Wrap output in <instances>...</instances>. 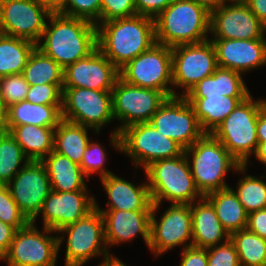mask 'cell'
Wrapping results in <instances>:
<instances>
[{
  "instance_id": "1",
  "label": "cell",
  "mask_w": 266,
  "mask_h": 266,
  "mask_svg": "<svg viewBox=\"0 0 266 266\" xmlns=\"http://www.w3.org/2000/svg\"><path fill=\"white\" fill-rule=\"evenodd\" d=\"M97 26V48L118 68L155 43L154 19L141 15L116 18Z\"/></svg>"
},
{
  "instance_id": "2",
  "label": "cell",
  "mask_w": 266,
  "mask_h": 266,
  "mask_svg": "<svg viewBox=\"0 0 266 266\" xmlns=\"http://www.w3.org/2000/svg\"><path fill=\"white\" fill-rule=\"evenodd\" d=\"M49 21L42 34L45 41L42 44L39 42L37 48L63 69L87 57L97 48L96 24L59 12H52Z\"/></svg>"
},
{
  "instance_id": "3",
  "label": "cell",
  "mask_w": 266,
  "mask_h": 266,
  "mask_svg": "<svg viewBox=\"0 0 266 266\" xmlns=\"http://www.w3.org/2000/svg\"><path fill=\"white\" fill-rule=\"evenodd\" d=\"M156 43L174 47L209 40L210 12L192 0H174L155 19Z\"/></svg>"
},
{
  "instance_id": "4",
  "label": "cell",
  "mask_w": 266,
  "mask_h": 266,
  "mask_svg": "<svg viewBox=\"0 0 266 266\" xmlns=\"http://www.w3.org/2000/svg\"><path fill=\"white\" fill-rule=\"evenodd\" d=\"M184 154L186 157L192 156L190 171L203 196L229 187L224 180L229 169L244 173L247 167L241 165L212 134H204L187 147Z\"/></svg>"
},
{
  "instance_id": "5",
  "label": "cell",
  "mask_w": 266,
  "mask_h": 266,
  "mask_svg": "<svg viewBox=\"0 0 266 266\" xmlns=\"http://www.w3.org/2000/svg\"><path fill=\"white\" fill-rule=\"evenodd\" d=\"M189 160L190 157L183 154L155 161L144 169L153 204H161L165 199L172 204L190 205L198 196L199 199L204 197L196 187Z\"/></svg>"
},
{
  "instance_id": "6",
  "label": "cell",
  "mask_w": 266,
  "mask_h": 266,
  "mask_svg": "<svg viewBox=\"0 0 266 266\" xmlns=\"http://www.w3.org/2000/svg\"><path fill=\"white\" fill-rule=\"evenodd\" d=\"M264 108L263 100L254 101L250 95L212 133L241 165H247L249 155L255 154L258 115Z\"/></svg>"
},
{
  "instance_id": "7",
  "label": "cell",
  "mask_w": 266,
  "mask_h": 266,
  "mask_svg": "<svg viewBox=\"0 0 266 266\" xmlns=\"http://www.w3.org/2000/svg\"><path fill=\"white\" fill-rule=\"evenodd\" d=\"M111 95L113 117L122 121L110 139L118 150H121L120 132L130 125L150 122L168 98L162 91L130 85L120 78L115 82Z\"/></svg>"
},
{
  "instance_id": "8",
  "label": "cell",
  "mask_w": 266,
  "mask_h": 266,
  "mask_svg": "<svg viewBox=\"0 0 266 266\" xmlns=\"http://www.w3.org/2000/svg\"><path fill=\"white\" fill-rule=\"evenodd\" d=\"M119 78L130 85L162 91L168 98L177 96L168 86L172 85V47L155 43L120 68Z\"/></svg>"
},
{
  "instance_id": "9",
  "label": "cell",
  "mask_w": 266,
  "mask_h": 266,
  "mask_svg": "<svg viewBox=\"0 0 266 266\" xmlns=\"http://www.w3.org/2000/svg\"><path fill=\"white\" fill-rule=\"evenodd\" d=\"M120 136V151L131 157L135 168L143 165L145 169L155 161L179 157L185 152L179 143L163 136L150 122L130 125L120 132Z\"/></svg>"
},
{
  "instance_id": "10",
  "label": "cell",
  "mask_w": 266,
  "mask_h": 266,
  "mask_svg": "<svg viewBox=\"0 0 266 266\" xmlns=\"http://www.w3.org/2000/svg\"><path fill=\"white\" fill-rule=\"evenodd\" d=\"M40 232L34 222L18 229L8 252L1 260L8 266H55L59 248L64 236H51L57 233L43 227Z\"/></svg>"
},
{
  "instance_id": "11",
  "label": "cell",
  "mask_w": 266,
  "mask_h": 266,
  "mask_svg": "<svg viewBox=\"0 0 266 266\" xmlns=\"http://www.w3.org/2000/svg\"><path fill=\"white\" fill-rule=\"evenodd\" d=\"M58 232L59 234L65 232L68 235L65 266H82L91 257L99 254L104 255V260L111 256L105 241L104 219L96 208Z\"/></svg>"
},
{
  "instance_id": "12",
  "label": "cell",
  "mask_w": 266,
  "mask_h": 266,
  "mask_svg": "<svg viewBox=\"0 0 266 266\" xmlns=\"http://www.w3.org/2000/svg\"><path fill=\"white\" fill-rule=\"evenodd\" d=\"M62 119L96 130L112 122L111 91L63 88Z\"/></svg>"
},
{
  "instance_id": "13",
  "label": "cell",
  "mask_w": 266,
  "mask_h": 266,
  "mask_svg": "<svg viewBox=\"0 0 266 266\" xmlns=\"http://www.w3.org/2000/svg\"><path fill=\"white\" fill-rule=\"evenodd\" d=\"M218 68L211 40L172 47V86L182 87L185 96L199 81Z\"/></svg>"
},
{
  "instance_id": "14",
  "label": "cell",
  "mask_w": 266,
  "mask_h": 266,
  "mask_svg": "<svg viewBox=\"0 0 266 266\" xmlns=\"http://www.w3.org/2000/svg\"><path fill=\"white\" fill-rule=\"evenodd\" d=\"M150 123L163 136L171 138L184 149L192 146L205 134L194 108L184 96L167 98L152 116Z\"/></svg>"
},
{
  "instance_id": "15",
  "label": "cell",
  "mask_w": 266,
  "mask_h": 266,
  "mask_svg": "<svg viewBox=\"0 0 266 266\" xmlns=\"http://www.w3.org/2000/svg\"><path fill=\"white\" fill-rule=\"evenodd\" d=\"M51 13L38 0H0L2 34L38 44Z\"/></svg>"
},
{
  "instance_id": "16",
  "label": "cell",
  "mask_w": 266,
  "mask_h": 266,
  "mask_svg": "<svg viewBox=\"0 0 266 266\" xmlns=\"http://www.w3.org/2000/svg\"><path fill=\"white\" fill-rule=\"evenodd\" d=\"M160 204H153L150 216L149 249L161 255L169 249L184 243L185 247L192 246V213L188 204H171L157 221L155 211ZM191 240L187 245V241Z\"/></svg>"
},
{
  "instance_id": "17",
  "label": "cell",
  "mask_w": 266,
  "mask_h": 266,
  "mask_svg": "<svg viewBox=\"0 0 266 266\" xmlns=\"http://www.w3.org/2000/svg\"><path fill=\"white\" fill-rule=\"evenodd\" d=\"M7 186L20 210L34 222L51 191L44 164L41 161H25Z\"/></svg>"
},
{
  "instance_id": "18",
  "label": "cell",
  "mask_w": 266,
  "mask_h": 266,
  "mask_svg": "<svg viewBox=\"0 0 266 266\" xmlns=\"http://www.w3.org/2000/svg\"><path fill=\"white\" fill-rule=\"evenodd\" d=\"M225 3L210 12L211 39H261L266 26L252 13L246 3Z\"/></svg>"
},
{
  "instance_id": "19",
  "label": "cell",
  "mask_w": 266,
  "mask_h": 266,
  "mask_svg": "<svg viewBox=\"0 0 266 266\" xmlns=\"http://www.w3.org/2000/svg\"><path fill=\"white\" fill-rule=\"evenodd\" d=\"M119 69L96 48L87 57L64 68L63 88L112 91Z\"/></svg>"
},
{
  "instance_id": "20",
  "label": "cell",
  "mask_w": 266,
  "mask_h": 266,
  "mask_svg": "<svg viewBox=\"0 0 266 266\" xmlns=\"http://www.w3.org/2000/svg\"><path fill=\"white\" fill-rule=\"evenodd\" d=\"M95 208V199L88 197L87 190L75 192H56L51 190L44 200L42 213L44 226L57 232L63 227L75 223Z\"/></svg>"
},
{
  "instance_id": "21",
  "label": "cell",
  "mask_w": 266,
  "mask_h": 266,
  "mask_svg": "<svg viewBox=\"0 0 266 266\" xmlns=\"http://www.w3.org/2000/svg\"><path fill=\"white\" fill-rule=\"evenodd\" d=\"M216 51L217 65L243 73L266 64V39H210Z\"/></svg>"
},
{
  "instance_id": "22",
  "label": "cell",
  "mask_w": 266,
  "mask_h": 266,
  "mask_svg": "<svg viewBox=\"0 0 266 266\" xmlns=\"http://www.w3.org/2000/svg\"><path fill=\"white\" fill-rule=\"evenodd\" d=\"M95 208L100 211L104 219L107 247L109 244L129 242L138 234L142 236L149 247L151 211L103 210L96 202Z\"/></svg>"
},
{
  "instance_id": "23",
  "label": "cell",
  "mask_w": 266,
  "mask_h": 266,
  "mask_svg": "<svg viewBox=\"0 0 266 266\" xmlns=\"http://www.w3.org/2000/svg\"><path fill=\"white\" fill-rule=\"evenodd\" d=\"M101 182L111 200L105 210L152 211L147 182L136 186L115 174L102 178Z\"/></svg>"
},
{
  "instance_id": "24",
  "label": "cell",
  "mask_w": 266,
  "mask_h": 266,
  "mask_svg": "<svg viewBox=\"0 0 266 266\" xmlns=\"http://www.w3.org/2000/svg\"><path fill=\"white\" fill-rule=\"evenodd\" d=\"M192 213V246L196 248H210L223 241L229 240L230 234L223 228L215 209L205 198L190 204ZM225 236V238H224Z\"/></svg>"
},
{
  "instance_id": "25",
  "label": "cell",
  "mask_w": 266,
  "mask_h": 266,
  "mask_svg": "<svg viewBox=\"0 0 266 266\" xmlns=\"http://www.w3.org/2000/svg\"><path fill=\"white\" fill-rule=\"evenodd\" d=\"M192 105L202 131L212 134L222 121L247 97L184 96Z\"/></svg>"
},
{
  "instance_id": "26",
  "label": "cell",
  "mask_w": 266,
  "mask_h": 266,
  "mask_svg": "<svg viewBox=\"0 0 266 266\" xmlns=\"http://www.w3.org/2000/svg\"><path fill=\"white\" fill-rule=\"evenodd\" d=\"M47 156L41 162L47 170L51 190L56 192L87 190L85 175L79 164L54 150Z\"/></svg>"
},
{
  "instance_id": "27",
  "label": "cell",
  "mask_w": 266,
  "mask_h": 266,
  "mask_svg": "<svg viewBox=\"0 0 266 266\" xmlns=\"http://www.w3.org/2000/svg\"><path fill=\"white\" fill-rule=\"evenodd\" d=\"M62 120V105L33 104L26 100L6 109V127L32 124L56 128Z\"/></svg>"
},
{
  "instance_id": "28",
  "label": "cell",
  "mask_w": 266,
  "mask_h": 266,
  "mask_svg": "<svg viewBox=\"0 0 266 266\" xmlns=\"http://www.w3.org/2000/svg\"><path fill=\"white\" fill-rule=\"evenodd\" d=\"M248 97L250 92L242 74L218 67L215 72L199 81L185 96Z\"/></svg>"
},
{
  "instance_id": "29",
  "label": "cell",
  "mask_w": 266,
  "mask_h": 266,
  "mask_svg": "<svg viewBox=\"0 0 266 266\" xmlns=\"http://www.w3.org/2000/svg\"><path fill=\"white\" fill-rule=\"evenodd\" d=\"M54 131L52 127L32 124L7 127V132L21 146L29 161H42L54 150Z\"/></svg>"
},
{
  "instance_id": "30",
  "label": "cell",
  "mask_w": 266,
  "mask_h": 266,
  "mask_svg": "<svg viewBox=\"0 0 266 266\" xmlns=\"http://www.w3.org/2000/svg\"><path fill=\"white\" fill-rule=\"evenodd\" d=\"M204 197L211 203L223 228L229 234L247 227L248 213L232 188L213 191Z\"/></svg>"
},
{
  "instance_id": "31",
  "label": "cell",
  "mask_w": 266,
  "mask_h": 266,
  "mask_svg": "<svg viewBox=\"0 0 266 266\" xmlns=\"http://www.w3.org/2000/svg\"><path fill=\"white\" fill-rule=\"evenodd\" d=\"M87 128L62 119L54 131V151L80 165L89 143Z\"/></svg>"
},
{
  "instance_id": "32",
  "label": "cell",
  "mask_w": 266,
  "mask_h": 266,
  "mask_svg": "<svg viewBox=\"0 0 266 266\" xmlns=\"http://www.w3.org/2000/svg\"><path fill=\"white\" fill-rule=\"evenodd\" d=\"M36 47L30 40L1 34L0 77L22 73Z\"/></svg>"
},
{
  "instance_id": "33",
  "label": "cell",
  "mask_w": 266,
  "mask_h": 266,
  "mask_svg": "<svg viewBox=\"0 0 266 266\" xmlns=\"http://www.w3.org/2000/svg\"><path fill=\"white\" fill-rule=\"evenodd\" d=\"M64 69L37 47L30 55L22 71L25 81L31 85L63 84Z\"/></svg>"
},
{
  "instance_id": "34",
  "label": "cell",
  "mask_w": 266,
  "mask_h": 266,
  "mask_svg": "<svg viewBox=\"0 0 266 266\" xmlns=\"http://www.w3.org/2000/svg\"><path fill=\"white\" fill-rule=\"evenodd\" d=\"M229 238L235 246L241 266L266 265V239L247 228L231 233Z\"/></svg>"
},
{
  "instance_id": "35",
  "label": "cell",
  "mask_w": 266,
  "mask_h": 266,
  "mask_svg": "<svg viewBox=\"0 0 266 266\" xmlns=\"http://www.w3.org/2000/svg\"><path fill=\"white\" fill-rule=\"evenodd\" d=\"M24 159L29 161L11 134L5 132L0 135V185H7L12 180L21 170L19 165Z\"/></svg>"
},
{
  "instance_id": "36",
  "label": "cell",
  "mask_w": 266,
  "mask_h": 266,
  "mask_svg": "<svg viewBox=\"0 0 266 266\" xmlns=\"http://www.w3.org/2000/svg\"><path fill=\"white\" fill-rule=\"evenodd\" d=\"M234 191L246 212L266 209V182L251 175L241 178Z\"/></svg>"
},
{
  "instance_id": "37",
  "label": "cell",
  "mask_w": 266,
  "mask_h": 266,
  "mask_svg": "<svg viewBox=\"0 0 266 266\" xmlns=\"http://www.w3.org/2000/svg\"><path fill=\"white\" fill-rule=\"evenodd\" d=\"M29 86L22 73L0 77V102L4 108L25 100Z\"/></svg>"
},
{
  "instance_id": "38",
  "label": "cell",
  "mask_w": 266,
  "mask_h": 266,
  "mask_svg": "<svg viewBox=\"0 0 266 266\" xmlns=\"http://www.w3.org/2000/svg\"><path fill=\"white\" fill-rule=\"evenodd\" d=\"M0 220L16 230L26 227L31 222L13 200L7 185H0Z\"/></svg>"
},
{
  "instance_id": "39",
  "label": "cell",
  "mask_w": 266,
  "mask_h": 266,
  "mask_svg": "<svg viewBox=\"0 0 266 266\" xmlns=\"http://www.w3.org/2000/svg\"><path fill=\"white\" fill-rule=\"evenodd\" d=\"M59 13L100 23L101 0H66ZM99 21V22H98Z\"/></svg>"
},
{
  "instance_id": "40",
  "label": "cell",
  "mask_w": 266,
  "mask_h": 266,
  "mask_svg": "<svg viewBox=\"0 0 266 266\" xmlns=\"http://www.w3.org/2000/svg\"><path fill=\"white\" fill-rule=\"evenodd\" d=\"M105 152L100 144L89 141L80 164L85 177L89 178L90 174L99 172L102 179L113 174L103 166L106 163Z\"/></svg>"
},
{
  "instance_id": "41",
  "label": "cell",
  "mask_w": 266,
  "mask_h": 266,
  "mask_svg": "<svg viewBox=\"0 0 266 266\" xmlns=\"http://www.w3.org/2000/svg\"><path fill=\"white\" fill-rule=\"evenodd\" d=\"M63 84H37L29 86L26 101L42 105H62Z\"/></svg>"
},
{
  "instance_id": "42",
  "label": "cell",
  "mask_w": 266,
  "mask_h": 266,
  "mask_svg": "<svg viewBox=\"0 0 266 266\" xmlns=\"http://www.w3.org/2000/svg\"><path fill=\"white\" fill-rule=\"evenodd\" d=\"M208 266H241L234 244L224 240L223 244L207 248Z\"/></svg>"
},
{
  "instance_id": "43",
  "label": "cell",
  "mask_w": 266,
  "mask_h": 266,
  "mask_svg": "<svg viewBox=\"0 0 266 266\" xmlns=\"http://www.w3.org/2000/svg\"><path fill=\"white\" fill-rule=\"evenodd\" d=\"M136 14L134 0H101L100 23Z\"/></svg>"
},
{
  "instance_id": "44",
  "label": "cell",
  "mask_w": 266,
  "mask_h": 266,
  "mask_svg": "<svg viewBox=\"0 0 266 266\" xmlns=\"http://www.w3.org/2000/svg\"><path fill=\"white\" fill-rule=\"evenodd\" d=\"M174 0H134L138 15L155 19Z\"/></svg>"
},
{
  "instance_id": "45",
  "label": "cell",
  "mask_w": 266,
  "mask_h": 266,
  "mask_svg": "<svg viewBox=\"0 0 266 266\" xmlns=\"http://www.w3.org/2000/svg\"><path fill=\"white\" fill-rule=\"evenodd\" d=\"M179 266H208L207 249L193 246L183 248L182 261Z\"/></svg>"
},
{
  "instance_id": "46",
  "label": "cell",
  "mask_w": 266,
  "mask_h": 266,
  "mask_svg": "<svg viewBox=\"0 0 266 266\" xmlns=\"http://www.w3.org/2000/svg\"><path fill=\"white\" fill-rule=\"evenodd\" d=\"M246 228L263 239H266V209L249 213Z\"/></svg>"
},
{
  "instance_id": "47",
  "label": "cell",
  "mask_w": 266,
  "mask_h": 266,
  "mask_svg": "<svg viewBox=\"0 0 266 266\" xmlns=\"http://www.w3.org/2000/svg\"><path fill=\"white\" fill-rule=\"evenodd\" d=\"M16 229L0 220V260L8 252Z\"/></svg>"
},
{
  "instance_id": "48",
  "label": "cell",
  "mask_w": 266,
  "mask_h": 266,
  "mask_svg": "<svg viewBox=\"0 0 266 266\" xmlns=\"http://www.w3.org/2000/svg\"><path fill=\"white\" fill-rule=\"evenodd\" d=\"M252 13L266 26V0H248Z\"/></svg>"
},
{
  "instance_id": "49",
  "label": "cell",
  "mask_w": 266,
  "mask_h": 266,
  "mask_svg": "<svg viewBox=\"0 0 266 266\" xmlns=\"http://www.w3.org/2000/svg\"><path fill=\"white\" fill-rule=\"evenodd\" d=\"M256 134L258 143L266 141V109L264 108L258 115Z\"/></svg>"
},
{
  "instance_id": "50",
  "label": "cell",
  "mask_w": 266,
  "mask_h": 266,
  "mask_svg": "<svg viewBox=\"0 0 266 266\" xmlns=\"http://www.w3.org/2000/svg\"><path fill=\"white\" fill-rule=\"evenodd\" d=\"M198 5L203 6L206 8L209 12L218 9L222 5L228 2V0H192Z\"/></svg>"
},
{
  "instance_id": "51",
  "label": "cell",
  "mask_w": 266,
  "mask_h": 266,
  "mask_svg": "<svg viewBox=\"0 0 266 266\" xmlns=\"http://www.w3.org/2000/svg\"><path fill=\"white\" fill-rule=\"evenodd\" d=\"M44 4L51 12H58L65 4L66 0H38Z\"/></svg>"
},
{
  "instance_id": "52",
  "label": "cell",
  "mask_w": 266,
  "mask_h": 266,
  "mask_svg": "<svg viewBox=\"0 0 266 266\" xmlns=\"http://www.w3.org/2000/svg\"><path fill=\"white\" fill-rule=\"evenodd\" d=\"M255 157L266 165V141L259 142L255 151Z\"/></svg>"
},
{
  "instance_id": "53",
  "label": "cell",
  "mask_w": 266,
  "mask_h": 266,
  "mask_svg": "<svg viewBox=\"0 0 266 266\" xmlns=\"http://www.w3.org/2000/svg\"><path fill=\"white\" fill-rule=\"evenodd\" d=\"M7 132L6 127V109L3 104L0 102V135Z\"/></svg>"
},
{
  "instance_id": "54",
  "label": "cell",
  "mask_w": 266,
  "mask_h": 266,
  "mask_svg": "<svg viewBox=\"0 0 266 266\" xmlns=\"http://www.w3.org/2000/svg\"><path fill=\"white\" fill-rule=\"evenodd\" d=\"M98 266H127V265H125L122 261L119 260V258L114 257L113 255L106 258V260H104V262H102Z\"/></svg>"
},
{
  "instance_id": "55",
  "label": "cell",
  "mask_w": 266,
  "mask_h": 266,
  "mask_svg": "<svg viewBox=\"0 0 266 266\" xmlns=\"http://www.w3.org/2000/svg\"><path fill=\"white\" fill-rule=\"evenodd\" d=\"M230 3H246L248 0H228Z\"/></svg>"
},
{
  "instance_id": "56",
  "label": "cell",
  "mask_w": 266,
  "mask_h": 266,
  "mask_svg": "<svg viewBox=\"0 0 266 266\" xmlns=\"http://www.w3.org/2000/svg\"><path fill=\"white\" fill-rule=\"evenodd\" d=\"M2 34L1 17H0V35Z\"/></svg>"
}]
</instances>
